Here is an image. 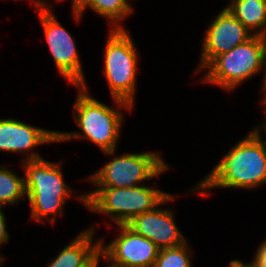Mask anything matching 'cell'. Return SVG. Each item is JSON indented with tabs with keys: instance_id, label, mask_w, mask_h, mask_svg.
I'll list each match as a JSON object with an SVG mask.
<instances>
[{
	"instance_id": "obj_17",
	"label": "cell",
	"mask_w": 266,
	"mask_h": 267,
	"mask_svg": "<svg viewBox=\"0 0 266 267\" xmlns=\"http://www.w3.org/2000/svg\"><path fill=\"white\" fill-rule=\"evenodd\" d=\"M187 242L179 246L159 249L154 267H192L193 251Z\"/></svg>"
},
{
	"instance_id": "obj_4",
	"label": "cell",
	"mask_w": 266,
	"mask_h": 267,
	"mask_svg": "<svg viewBox=\"0 0 266 267\" xmlns=\"http://www.w3.org/2000/svg\"><path fill=\"white\" fill-rule=\"evenodd\" d=\"M77 195L76 199L89 211L108 215L109 220L117 226L127 225L137 215L152 211L170 193L158 189L157 185L149 187L143 184L123 188H95L89 193Z\"/></svg>"
},
{
	"instance_id": "obj_9",
	"label": "cell",
	"mask_w": 266,
	"mask_h": 267,
	"mask_svg": "<svg viewBox=\"0 0 266 267\" xmlns=\"http://www.w3.org/2000/svg\"><path fill=\"white\" fill-rule=\"evenodd\" d=\"M119 233L108 244L100 237V256L109 267H154L159 248L150 239L135 233L127 225L117 226ZM109 263V264H108Z\"/></svg>"
},
{
	"instance_id": "obj_20",
	"label": "cell",
	"mask_w": 266,
	"mask_h": 267,
	"mask_svg": "<svg viewBox=\"0 0 266 267\" xmlns=\"http://www.w3.org/2000/svg\"><path fill=\"white\" fill-rule=\"evenodd\" d=\"M14 1L16 2L17 0H14ZM29 1H30L32 6L34 5L35 9H37V8H50V7L52 8V5L49 2H47V0L46 1L45 0H29Z\"/></svg>"
},
{
	"instance_id": "obj_8",
	"label": "cell",
	"mask_w": 266,
	"mask_h": 267,
	"mask_svg": "<svg viewBox=\"0 0 266 267\" xmlns=\"http://www.w3.org/2000/svg\"><path fill=\"white\" fill-rule=\"evenodd\" d=\"M41 21L45 39L59 74L74 86L86 84L75 39L57 20L52 8L35 9Z\"/></svg>"
},
{
	"instance_id": "obj_15",
	"label": "cell",
	"mask_w": 266,
	"mask_h": 267,
	"mask_svg": "<svg viewBox=\"0 0 266 267\" xmlns=\"http://www.w3.org/2000/svg\"><path fill=\"white\" fill-rule=\"evenodd\" d=\"M226 8L253 35H266L265 0H231Z\"/></svg>"
},
{
	"instance_id": "obj_18",
	"label": "cell",
	"mask_w": 266,
	"mask_h": 267,
	"mask_svg": "<svg viewBox=\"0 0 266 267\" xmlns=\"http://www.w3.org/2000/svg\"><path fill=\"white\" fill-rule=\"evenodd\" d=\"M255 253L253 260L247 264L250 267H266V240H263Z\"/></svg>"
},
{
	"instance_id": "obj_19",
	"label": "cell",
	"mask_w": 266,
	"mask_h": 267,
	"mask_svg": "<svg viewBox=\"0 0 266 267\" xmlns=\"http://www.w3.org/2000/svg\"><path fill=\"white\" fill-rule=\"evenodd\" d=\"M6 216L3 213V207H0V246L4 245V243L9 241V234L7 232L6 226Z\"/></svg>"
},
{
	"instance_id": "obj_21",
	"label": "cell",
	"mask_w": 266,
	"mask_h": 267,
	"mask_svg": "<svg viewBox=\"0 0 266 267\" xmlns=\"http://www.w3.org/2000/svg\"><path fill=\"white\" fill-rule=\"evenodd\" d=\"M263 42H264V71H263V73H264V78H263V81H262V90H263V88L266 86V35L265 36H263Z\"/></svg>"
},
{
	"instance_id": "obj_12",
	"label": "cell",
	"mask_w": 266,
	"mask_h": 267,
	"mask_svg": "<svg viewBox=\"0 0 266 267\" xmlns=\"http://www.w3.org/2000/svg\"><path fill=\"white\" fill-rule=\"evenodd\" d=\"M175 196L170 194L155 209L137 215L127 226L135 233L150 239L159 249L170 248L184 244L187 240L179 230L174 220V211L161 207L173 202Z\"/></svg>"
},
{
	"instance_id": "obj_14",
	"label": "cell",
	"mask_w": 266,
	"mask_h": 267,
	"mask_svg": "<svg viewBox=\"0 0 266 267\" xmlns=\"http://www.w3.org/2000/svg\"><path fill=\"white\" fill-rule=\"evenodd\" d=\"M87 8L106 18L110 29L124 28L121 22L134 11L130 0H79L78 4L72 8L75 21H80Z\"/></svg>"
},
{
	"instance_id": "obj_7",
	"label": "cell",
	"mask_w": 266,
	"mask_h": 267,
	"mask_svg": "<svg viewBox=\"0 0 266 267\" xmlns=\"http://www.w3.org/2000/svg\"><path fill=\"white\" fill-rule=\"evenodd\" d=\"M169 167L159 152L123 153L114 156L84 180L91 181L97 188L135 187L159 178Z\"/></svg>"
},
{
	"instance_id": "obj_24",
	"label": "cell",
	"mask_w": 266,
	"mask_h": 267,
	"mask_svg": "<svg viewBox=\"0 0 266 267\" xmlns=\"http://www.w3.org/2000/svg\"><path fill=\"white\" fill-rule=\"evenodd\" d=\"M62 2L64 0H57V2ZM79 0H71V8H74L78 4Z\"/></svg>"
},
{
	"instance_id": "obj_13",
	"label": "cell",
	"mask_w": 266,
	"mask_h": 267,
	"mask_svg": "<svg viewBox=\"0 0 266 267\" xmlns=\"http://www.w3.org/2000/svg\"><path fill=\"white\" fill-rule=\"evenodd\" d=\"M94 234L93 226L78 233L47 267H90L100 257L101 239L94 242Z\"/></svg>"
},
{
	"instance_id": "obj_2",
	"label": "cell",
	"mask_w": 266,
	"mask_h": 267,
	"mask_svg": "<svg viewBox=\"0 0 266 267\" xmlns=\"http://www.w3.org/2000/svg\"><path fill=\"white\" fill-rule=\"evenodd\" d=\"M87 85L75 86L79 91H77L72 111L80 131H58V142L61 143L73 139L90 140L105 155L113 156L117 151L125 116L119 109L123 108L122 110L131 112L134 108L129 103L115 98H112V100L116 109L115 107L107 106L90 95L89 86Z\"/></svg>"
},
{
	"instance_id": "obj_11",
	"label": "cell",
	"mask_w": 266,
	"mask_h": 267,
	"mask_svg": "<svg viewBox=\"0 0 266 267\" xmlns=\"http://www.w3.org/2000/svg\"><path fill=\"white\" fill-rule=\"evenodd\" d=\"M54 142L58 143V131L33 126L15 118L0 119V151L24 153L25 159L22 161L41 159L42 156L33 149Z\"/></svg>"
},
{
	"instance_id": "obj_3",
	"label": "cell",
	"mask_w": 266,
	"mask_h": 267,
	"mask_svg": "<svg viewBox=\"0 0 266 267\" xmlns=\"http://www.w3.org/2000/svg\"><path fill=\"white\" fill-rule=\"evenodd\" d=\"M21 162L25 172V190L31 208V219L44 223L48 220L53 225L55 217L63 215V206L74 193V189L65 183L61 171L62 163H52L44 158Z\"/></svg>"
},
{
	"instance_id": "obj_16",
	"label": "cell",
	"mask_w": 266,
	"mask_h": 267,
	"mask_svg": "<svg viewBox=\"0 0 266 267\" xmlns=\"http://www.w3.org/2000/svg\"><path fill=\"white\" fill-rule=\"evenodd\" d=\"M24 198H27L25 176L17 175L5 164L0 166V207L17 205Z\"/></svg>"
},
{
	"instance_id": "obj_26",
	"label": "cell",
	"mask_w": 266,
	"mask_h": 267,
	"mask_svg": "<svg viewBox=\"0 0 266 267\" xmlns=\"http://www.w3.org/2000/svg\"><path fill=\"white\" fill-rule=\"evenodd\" d=\"M4 257L0 254V266H2V263L4 262Z\"/></svg>"
},
{
	"instance_id": "obj_5",
	"label": "cell",
	"mask_w": 266,
	"mask_h": 267,
	"mask_svg": "<svg viewBox=\"0 0 266 267\" xmlns=\"http://www.w3.org/2000/svg\"><path fill=\"white\" fill-rule=\"evenodd\" d=\"M125 28L108 32L104 49V73L111 98L135 105L138 74V51L135 42Z\"/></svg>"
},
{
	"instance_id": "obj_1",
	"label": "cell",
	"mask_w": 266,
	"mask_h": 267,
	"mask_svg": "<svg viewBox=\"0 0 266 267\" xmlns=\"http://www.w3.org/2000/svg\"><path fill=\"white\" fill-rule=\"evenodd\" d=\"M263 130L257 126L222 156L204 179L192 186L191 192L209 196V191L218 188L247 189L266 184V140Z\"/></svg>"
},
{
	"instance_id": "obj_23",
	"label": "cell",
	"mask_w": 266,
	"mask_h": 267,
	"mask_svg": "<svg viewBox=\"0 0 266 267\" xmlns=\"http://www.w3.org/2000/svg\"><path fill=\"white\" fill-rule=\"evenodd\" d=\"M264 92V93H263ZM262 93H263V99L260 101L262 103V105L264 106V110L266 111V86L263 88L262 90ZM265 118H266V112H265ZM264 118L265 122H266V119Z\"/></svg>"
},
{
	"instance_id": "obj_22",
	"label": "cell",
	"mask_w": 266,
	"mask_h": 267,
	"mask_svg": "<svg viewBox=\"0 0 266 267\" xmlns=\"http://www.w3.org/2000/svg\"><path fill=\"white\" fill-rule=\"evenodd\" d=\"M229 267H250L246 262H242L241 260H231L229 262Z\"/></svg>"
},
{
	"instance_id": "obj_6",
	"label": "cell",
	"mask_w": 266,
	"mask_h": 267,
	"mask_svg": "<svg viewBox=\"0 0 266 267\" xmlns=\"http://www.w3.org/2000/svg\"><path fill=\"white\" fill-rule=\"evenodd\" d=\"M204 70L207 71L200 82L233 91L264 71L263 36L253 35L245 43L215 57Z\"/></svg>"
},
{
	"instance_id": "obj_25",
	"label": "cell",
	"mask_w": 266,
	"mask_h": 267,
	"mask_svg": "<svg viewBox=\"0 0 266 267\" xmlns=\"http://www.w3.org/2000/svg\"><path fill=\"white\" fill-rule=\"evenodd\" d=\"M101 256L90 266V267H98V265L100 264L101 261Z\"/></svg>"
},
{
	"instance_id": "obj_10",
	"label": "cell",
	"mask_w": 266,
	"mask_h": 267,
	"mask_svg": "<svg viewBox=\"0 0 266 267\" xmlns=\"http://www.w3.org/2000/svg\"><path fill=\"white\" fill-rule=\"evenodd\" d=\"M253 34L226 8L222 9L209 23L204 37L198 68V74L215 57L229 52L237 45L245 43Z\"/></svg>"
}]
</instances>
